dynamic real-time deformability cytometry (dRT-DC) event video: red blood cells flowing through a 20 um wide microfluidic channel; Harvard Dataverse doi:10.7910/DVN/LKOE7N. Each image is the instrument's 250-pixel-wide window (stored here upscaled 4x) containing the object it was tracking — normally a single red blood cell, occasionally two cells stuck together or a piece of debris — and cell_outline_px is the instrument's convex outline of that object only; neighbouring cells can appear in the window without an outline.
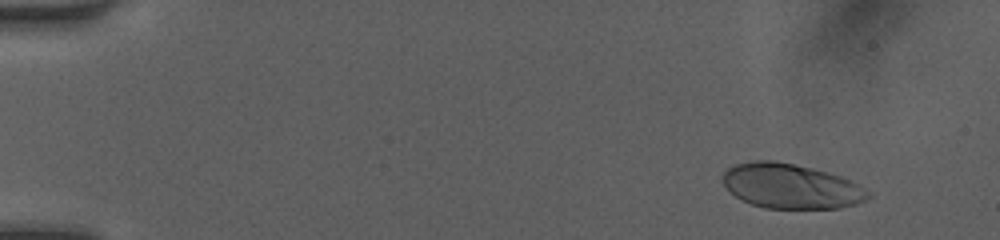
{"species": "human", "species_latin": "Homo sapiens", "temperature_condition": "room temperature", "stored_images_in_passage": 50, "camera_frame_rate_fps": 3000, "um_per_image_px": 0.085, "donor": {"sex": "female"}, "frame": {"image": 1, "passage_image": 5, "time_ms": 1.333, "image_size_px": [1000, 240], "cell_outline_px": [[872, 196], [856, 204], [840, 208], [764, 208], [752, 204], [736, 196], [724, 184], [720, 176], [728, 168], [736, 164], [756, 160], [776, 160], [812, 168], [828, 172], [840, 176], [864, 188]], "centroid_in_image_um": [67.21, 15.81], "position_along_channel_um": 17.8, "area_um2": 37.69}}
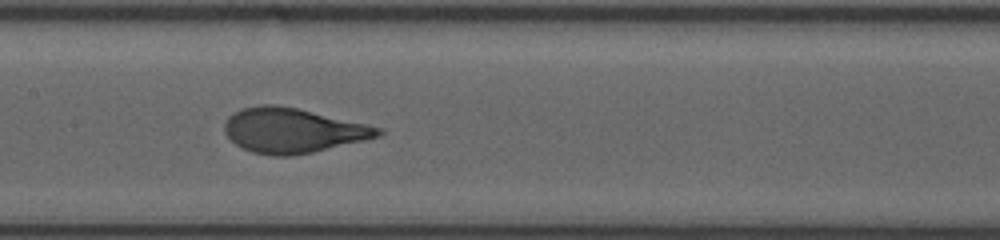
{"frame": {"image": 2, "passage_image": 26, "time_ms": 8.333, "image_size_px": [1000, 240], "cell_outline_px": [[384, 132], [380, 136], [364, 140], [312, 152], [292, 156], [272, 156], [252, 152], [236, 144], [224, 132], [224, 124], [228, 116], [244, 108], [260, 104], [272, 104], [296, 108], [384, 128]], "centroid_in_image_um": [24.88, 11.09], "position_along_channel_um": 182.5, "area_um2": 39.71}}
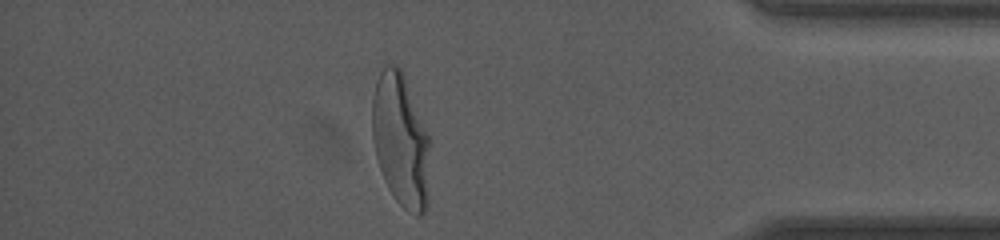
{"frame": {"image": 3, "passage_image": 44, "time_ms": 14.333, "image_size_px": [1000, 240], "cell_outline_px": [[432, 144], [428, 204], [424, 212], [420, 216], [416, 216], [404, 208], [396, 200], [388, 188], [384, 180], [376, 156], [372, 140], [372, 100], [376, 80], [380, 72], [388, 64], [396, 64], [400, 68], [404, 76]], "centroid_in_image_um": [34.09, 11.98], "position_along_channel_um": 401.1, "area_um2": 45.49}, "authors_computed_cell_mechanics": {"area_um2": 39.6797, "velocity_mm_per_s": 4.1516, "shape_relaxation_time_tau1_ms": 3.3046, "shape_relaxation_time_tau2_ms": null, "deformation_change_tau1": 0.2122, "deformation_change_tau2": null}}